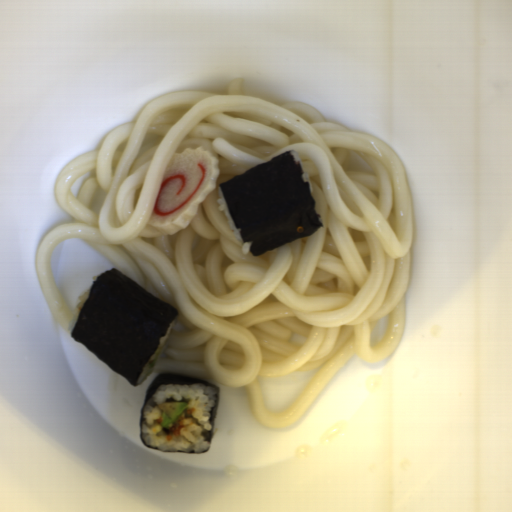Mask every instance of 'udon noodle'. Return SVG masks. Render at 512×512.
<instances>
[{
    "label": "udon noodle",
    "instance_id": "udon-noodle-1",
    "mask_svg": "<svg viewBox=\"0 0 512 512\" xmlns=\"http://www.w3.org/2000/svg\"><path fill=\"white\" fill-rule=\"evenodd\" d=\"M200 146L219 159L216 189L187 228L154 230L147 220L170 158ZM287 150L303 161L323 226L245 256L218 210V186ZM55 193L73 221L43 237L35 266L59 326L68 330L74 315L51 258L62 240L79 238L177 308L150 374L241 388L260 425L291 424L350 359L383 362L401 341L414 231L405 164L382 139L328 122L312 105L247 95L239 77L225 93L169 92L65 165ZM389 313L384 339L369 346L376 321ZM316 368L292 406L264 408L258 376Z\"/></svg>",
    "mask_w": 512,
    "mask_h": 512
}]
</instances>
